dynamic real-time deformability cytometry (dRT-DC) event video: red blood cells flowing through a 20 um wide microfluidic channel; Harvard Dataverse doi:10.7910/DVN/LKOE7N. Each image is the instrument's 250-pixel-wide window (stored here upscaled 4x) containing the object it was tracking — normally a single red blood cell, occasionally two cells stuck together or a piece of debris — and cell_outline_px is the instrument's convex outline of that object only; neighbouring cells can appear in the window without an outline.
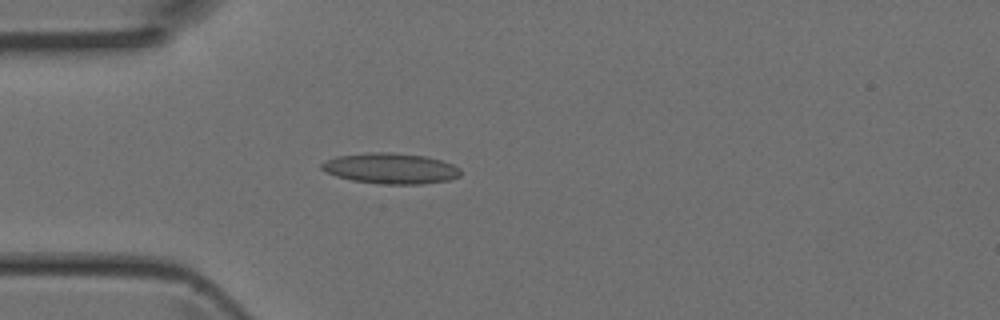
{"species": "Egyptian fruit bat (a non-hibernating species)", "species_latin": "Rousettus aegyptiacus", "temperature_condition": "room temperature", "stored_images_in_passage": 4, "camera_frame_rate_fps": 3000, "um_per_image_px": 0.085, "animal": {"sex": "female"}, "frame": {"image": 1, "passage_image": 4, "time_ms": 1.0, "image_size_px": [1000, 320], "cell_outline_px": [[460, 176], [448, 180], [420, 184], [384, 184], [352, 180], [336, 176], [320, 168], [320, 164], [336, 156], [368, 152], [392, 152], [428, 156], [452, 164], [460, 168]], "centroid_in_image_um": [33.21, 14.3], "position_along_channel_um": 51.8, "area_um2": 24.8}}